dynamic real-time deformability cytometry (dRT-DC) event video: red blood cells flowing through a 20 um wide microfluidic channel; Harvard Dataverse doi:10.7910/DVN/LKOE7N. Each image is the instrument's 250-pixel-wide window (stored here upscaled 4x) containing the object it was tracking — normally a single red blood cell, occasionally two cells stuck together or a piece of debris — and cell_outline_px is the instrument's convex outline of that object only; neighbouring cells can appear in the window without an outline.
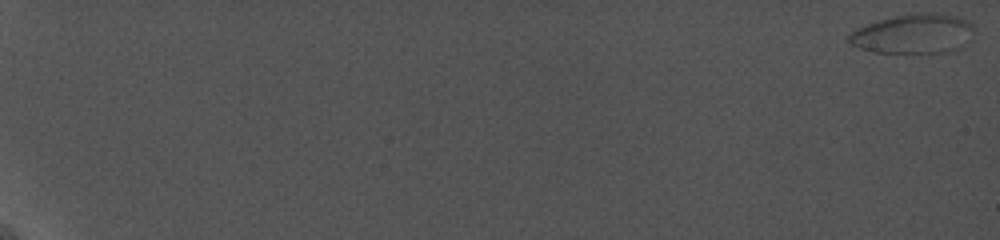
{"species": "common noctule bat (a hibernating species)", "species_latin": "Nyctalus noctula", "temperature_condition": "cold", "stored_images_in_passage": 80, "camera_frame_rate_fps": 5000, "um_per_image_px": 0.085, "animal": {"sex": "female", "body_mass_g": 19.0, "forearm_length_mm": 56.7}, "frame": {"image": 1, "passage_image": 1, "time_ms": 0.0, "image_size_px": [1000, 240], "cell_outline_px": [[972, 40], [956, 48], [944, 52], [872, 52], [860, 48], [852, 44], [848, 40], [848, 36], [856, 28], [880, 20], [896, 16], [916, 12], [928, 12], [956, 16], [972, 24]], "centroid_in_image_um": [77.64, 2.86], "position_along_channel_um": 7.4, "area_um2": 28.38}}
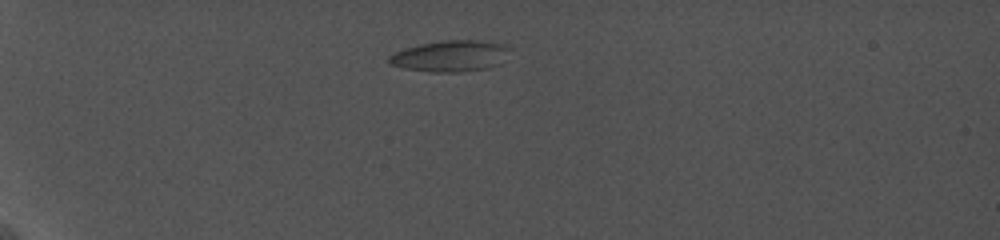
{"frame": {"image": 2, "passage_image": 31, "time_ms": 7.0, "image_size_px": [1000, 240], "cell_outline_px": [[512, 48], [500, 64], [488, 68], [460, 72], [428, 72], [404, 68], [392, 64], [388, 60], [388, 56], [404, 48], [420, 44], [444, 40], [476, 40], [500, 44]], "centroid_in_image_um": [38.29, 4.77], "position_along_channel_um": 46.7, "area_um2": 21.91}}
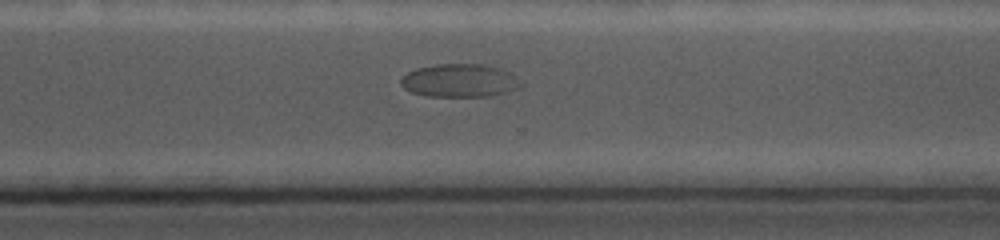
{"frame": {"image": 3, "passage_image": 71, "time_ms": 17.0, "image_size_px": [1000, 240], "cell_outline_px": [[520, 84], [516, 88], [508, 92], [492, 96], [428, 96], [412, 92], [404, 88], [400, 84], [400, 80], [408, 72], [416, 68], [436, 64], [484, 64], [500, 68], [512, 72], [520, 80]], "centroid_in_image_um": [39.08, 6.84], "position_along_channel_um": 331.5, "area_um2": 23.24}}